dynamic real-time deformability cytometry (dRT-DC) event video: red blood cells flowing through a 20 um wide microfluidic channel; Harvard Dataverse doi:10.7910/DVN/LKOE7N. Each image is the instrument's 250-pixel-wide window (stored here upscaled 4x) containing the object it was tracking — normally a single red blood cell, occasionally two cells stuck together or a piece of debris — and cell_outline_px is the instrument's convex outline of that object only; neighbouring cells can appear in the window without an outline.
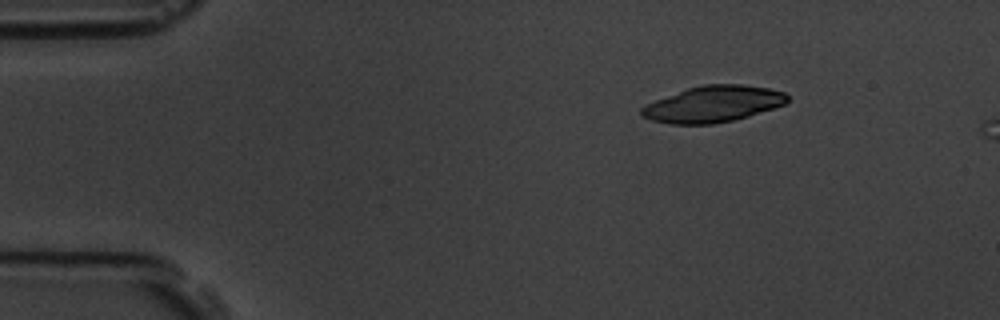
{"species": "common noctule bat (a hibernating species)", "species_latin": "Nyctalus noctula", "temperature_condition": "room temperature", "stored_images_in_passage": 2, "segment_of_instrument_passage": [1, 2], "camera_frame_rate_fps": 3000, "um_per_image_px": 0.085, "animal": {"sex": "male", "body_mass_g": 19.5, "forearm_length_mm": 54.6}, "frame": {"image": 1, "passage_image": 1, "time_ms": 0.0, "image_size_px": [1000, 320], "cell_outline_px": [[788, 100], [784, 104], [748, 116], [732, 120], [712, 124], [672, 124], [652, 120], [640, 116], [640, 108], [644, 104], [688, 88], [704, 84], [740, 84], [768, 88], [784, 92], [788, 96]], "centroid_in_image_um": [60.57, 8.84], "position_along_channel_um": 24.4, "area_um2": 30.63}}